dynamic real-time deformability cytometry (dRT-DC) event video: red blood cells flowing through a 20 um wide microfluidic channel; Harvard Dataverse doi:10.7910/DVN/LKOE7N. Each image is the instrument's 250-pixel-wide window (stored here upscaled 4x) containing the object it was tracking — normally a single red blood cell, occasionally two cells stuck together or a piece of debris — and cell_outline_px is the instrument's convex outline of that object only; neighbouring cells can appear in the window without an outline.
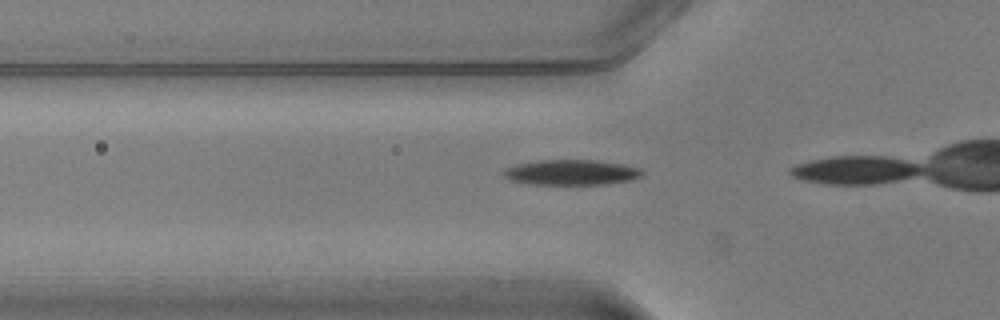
{"species": "common noctule bat (a hibernating species)", "species_latin": "Nyctalus noctula", "temperature_condition": "warm", "stored_images_in_passage": 12, "camera_frame_rate_fps": 3000, "um_per_image_px": 0.085, "animal": {"sex": "male", "body_mass_g": 20.5, "forearm_length_mm": 52.5}, "frame": {"image": 1, "passage_image": 10, "time_ms": 3.0, "image_size_px": [1000, 320], "cell_outline_px": [[644, 172], [640, 176], [632, 180], [604, 184], [532, 184], [508, 180], [504, 176], [504, 172], [508, 168], [516, 164], [540, 160], [596, 160], [624, 164], [640, 168]], "centroid_in_image_um": [48.59, 14.65], "position_along_channel_um": 77.2, "area_um2": 20.35}}